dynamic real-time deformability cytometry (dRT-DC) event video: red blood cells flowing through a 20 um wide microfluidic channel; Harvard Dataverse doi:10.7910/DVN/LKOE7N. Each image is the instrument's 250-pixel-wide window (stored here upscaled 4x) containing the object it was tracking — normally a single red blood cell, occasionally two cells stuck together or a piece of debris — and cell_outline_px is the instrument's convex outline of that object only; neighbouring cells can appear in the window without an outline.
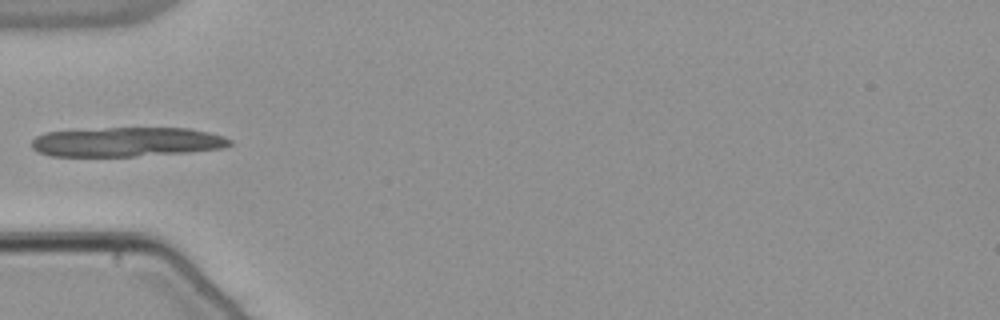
{"species": "common noctule bat (a hibernating species)", "species_latin": "Nyctalus noctula", "temperature_condition": "warm", "stored_images_in_passage": 36, "camera_frame_rate_fps": 3000, "um_per_image_px": 0.085, "animal": {"sex": "male", "body_mass_g": 21.5, "forearm_length_mm": 52.0}, "frame": {"image": 1, "passage_image": 1, "time_ms": 0.0, "image_size_px": [1000, 320], "cell_outline_px": [[232, 144], [224, 148], [188, 152], [136, 156], [52, 156], [36, 152], [32, 148], [32, 140], [36, 136], [44, 132], [104, 128], [188, 128], [208, 132], [224, 136], [232, 140]], "centroid_in_image_um": [10.77, 12.06], "position_along_channel_um": 74.2, "area_um2": 34.1}}
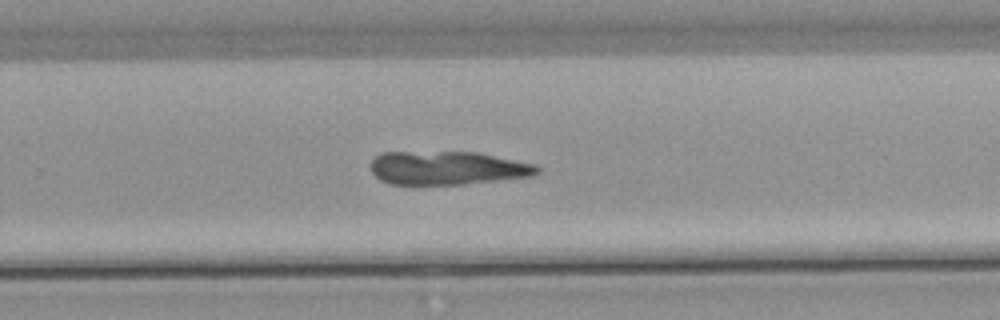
{"frame": {"image": 2, "passage_image": 18, "time_ms": 5.667, "image_size_px": [1000, 320], "cell_outline_px": [[540, 172], [532, 176], [464, 184], [388, 184], [380, 180], [368, 168], [372, 160], [380, 152], [476, 152], [536, 164], [540, 168]], "centroid_in_image_um": [38.0, 14.27], "position_along_channel_um": 291.8, "area_um2": 32.66}}
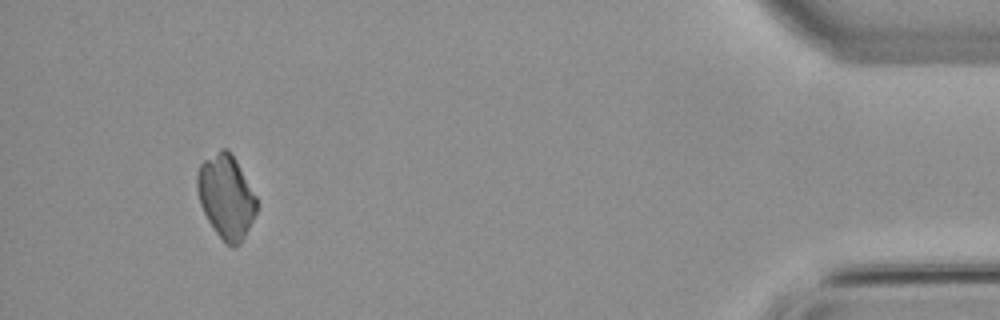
{"frame": {"image": 3, "passage_image": 33, "time_ms": 10.667, "image_size_px": [1000, 320], "cell_outline_px": [[260, 204], [240, 244], [232, 248], [216, 232], [208, 220], [200, 204], [196, 188], [196, 176], [200, 164], [204, 160], [220, 148], [228, 148], [236, 160], [256, 196]], "centroid_in_image_um": [19.22, 16.68], "position_along_channel_um": 416.0, "area_um2": 28.96}}